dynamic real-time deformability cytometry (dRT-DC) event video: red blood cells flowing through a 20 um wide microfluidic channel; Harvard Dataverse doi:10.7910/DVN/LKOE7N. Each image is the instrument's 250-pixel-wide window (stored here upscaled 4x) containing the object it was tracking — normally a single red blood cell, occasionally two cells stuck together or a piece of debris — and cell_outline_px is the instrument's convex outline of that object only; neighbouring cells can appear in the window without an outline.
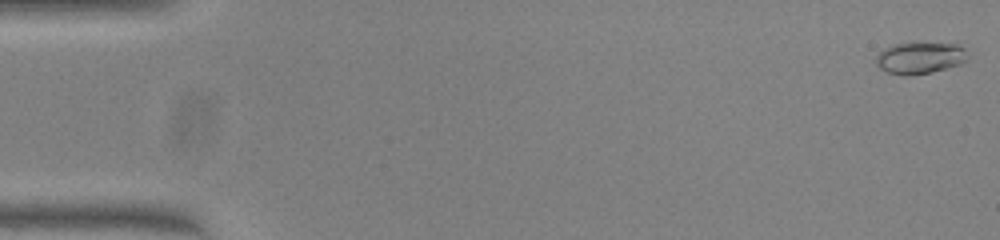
{"species": "common noctule bat (a hibernating species)", "species_latin": "Nyctalus noctula", "temperature_condition": "warm", "stored_images_in_passage": 51, "camera_frame_rate_fps": 3000, "um_per_image_px": 0.085, "animal": {"sex": "female", "body_mass_g": 23.0, "forearm_length_mm": 53.4}, "frame": {"image": 1, "passage_image": 1, "time_ms": 0.0, "image_size_px": [1000, 240], "cell_outline_px": [[968, 60], [960, 64], [932, 72], [908, 76], [904, 76], [888, 72], [880, 68], [876, 64], [876, 56], [884, 48], [892, 44], [912, 40], [956, 44], [964, 48], [968, 56]], "centroid_in_image_um": [78.19, 4.87], "position_along_channel_um": 6.8, "area_um2": 17.63}}
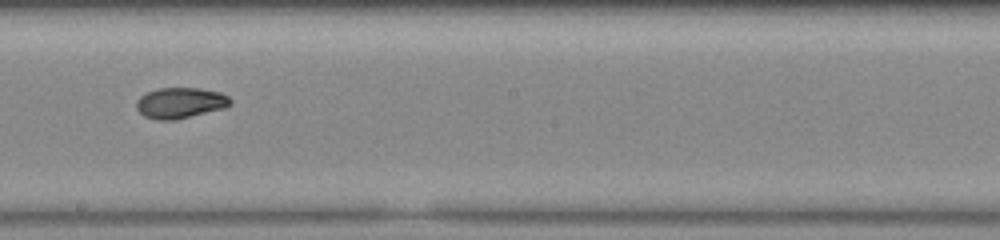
{"frame": {"image": 2, "passage_image": 29, "time_ms": 9.333, "image_size_px": [1000, 240], "cell_outline_px": [[232, 104], [224, 108], [172, 120], [156, 120], [144, 116], [136, 108], [136, 100], [140, 96], [148, 92], [160, 88], [200, 88], [220, 92], [228, 96], [232, 100]], "centroid_in_image_um": [15.32, 8.74], "position_along_channel_um": 232.9, "area_um2": 16.76}}
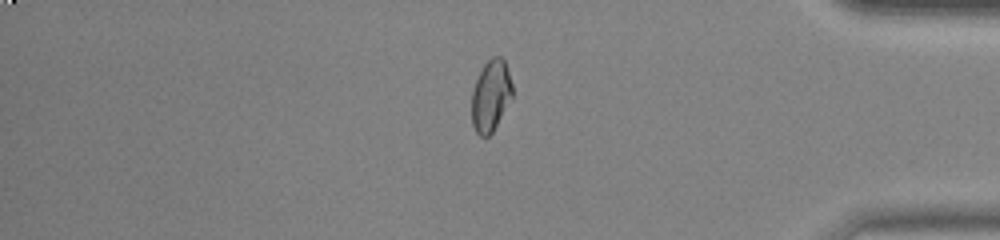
{"frame": {"image": 3, "passage_image": 43, "time_ms": 14.0, "image_size_px": [1000, 240], "cell_outline_px": [[512, 100], [492, 132], [488, 136], [480, 136], [476, 132], [472, 124], [472, 92], [476, 80], [484, 64], [492, 56], [500, 56], [504, 60], [512, 84]], "centroid_in_image_um": [41.72, 8.14], "position_along_channel_um": 393.5, "area_um2": 16.88}, "authors_computed_cell_mechanics": {"area_um2": 16.8198, "velocity_mm_per_s": 4.057, "shape_relaxation_time_tau1_ms": null, "shape_relaxation_time_tau2_ms": 2.1821, "deformation_change_tau1": null, "deformation_change_tau2": 0.0461}}